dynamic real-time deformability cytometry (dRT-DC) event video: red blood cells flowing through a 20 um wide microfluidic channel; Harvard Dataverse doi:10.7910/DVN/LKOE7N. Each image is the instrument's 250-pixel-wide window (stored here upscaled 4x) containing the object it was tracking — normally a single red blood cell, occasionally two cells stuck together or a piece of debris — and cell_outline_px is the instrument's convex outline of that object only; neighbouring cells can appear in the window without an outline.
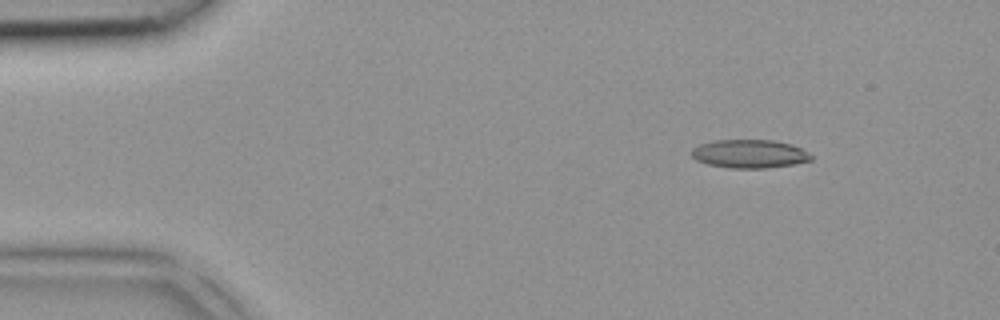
{"species": "common noctule bat (a hibernating species)", "species_latin": "Nyctalus noctula", "temperature_condition": "room temperature", "stored_images_in_passage": 3, "camera_frame_rate_fps": 3000, "um_per_image_px": 0.085, "animal": {"sex": "female", "body_mass_g": 18.4}, "frame": {"image": 1, "passage_image": 1, "time_ms": 0.0, "image_size_px": [1000, 320], "cell_outline_px": [[812, 160], [792, 164], [768, 168], [728, 168], [708, 164], [696, 160], [692, 156], [692, 148], [700, 144], [712, 140], [772, 140], [792, 144], [808, 152], [812, 156]], "centroid_in_image_um": [63.7, 13.07], "position_along_channel_um": 21.3, "area_um2": 19.83}}
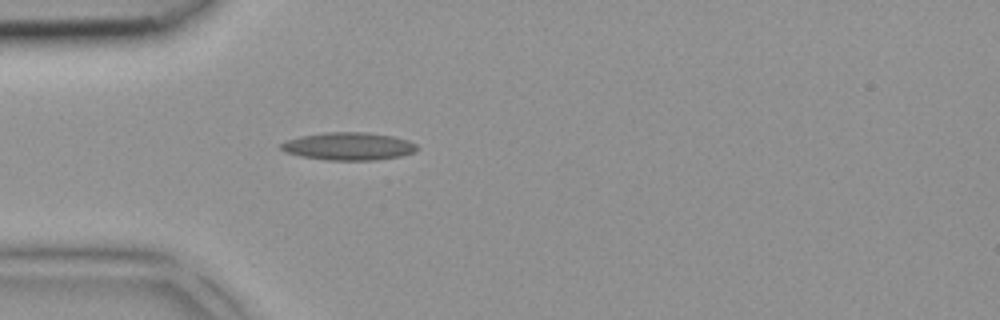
{"frame": {"image": 2, "passage_image": 3, "time_ms": 0.667, "image_size_px": [1000, 320], "cell_outline_px": [[420, 148], [412, 152], [400, 156], [376, 160], [328, 160], [300, 156], [284, 152], [280, 148], [280, 144], [288, 140], [300, 136], [324, 132], [364, 132], [392, 136], [408, 140], [416, 144]], "centroid_in_image_um": [29.61, 12.43], "position_along_channel_um": 55.4, "area_um2": 21.96}}